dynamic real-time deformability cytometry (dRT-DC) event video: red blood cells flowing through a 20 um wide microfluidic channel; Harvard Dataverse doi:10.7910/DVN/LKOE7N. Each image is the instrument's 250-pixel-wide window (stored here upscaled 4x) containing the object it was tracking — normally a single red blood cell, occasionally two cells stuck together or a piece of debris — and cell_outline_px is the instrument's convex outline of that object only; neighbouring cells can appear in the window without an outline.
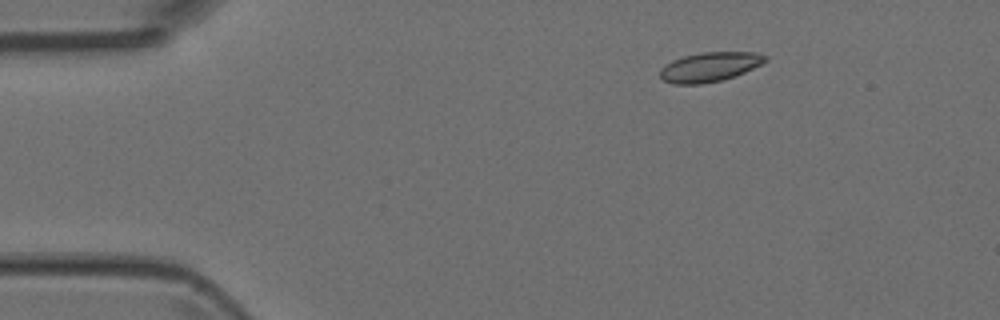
{"species": "Egyptian fruit bat (a non-hibernating species)", "species_latin": "Rousettus aegyptiacus", "temperature_condition": "room temperature", "stored_images_in_passage": 5, "camera_frame_rate_fps": 3000, "um_per_image_px": 0.085, "animal": {"sex": "female"}, "frame": {"image": 1, "passage_image": 3, "time_ms": 0.667, "image_size_px": [1000, 320], "cell_outline_px": [[768, 60], [736, 76], [720, 80], [700, 84], [672, 84], [664, 80], [660, 76], [660, 68], [672, 60], [684, 56], [704, 52], [756, 52], [768, 56]], "centroid_in_image_um": [60.32, 5.68], "position_along_channel_um": 24.7, "area_um2": 17.98}}